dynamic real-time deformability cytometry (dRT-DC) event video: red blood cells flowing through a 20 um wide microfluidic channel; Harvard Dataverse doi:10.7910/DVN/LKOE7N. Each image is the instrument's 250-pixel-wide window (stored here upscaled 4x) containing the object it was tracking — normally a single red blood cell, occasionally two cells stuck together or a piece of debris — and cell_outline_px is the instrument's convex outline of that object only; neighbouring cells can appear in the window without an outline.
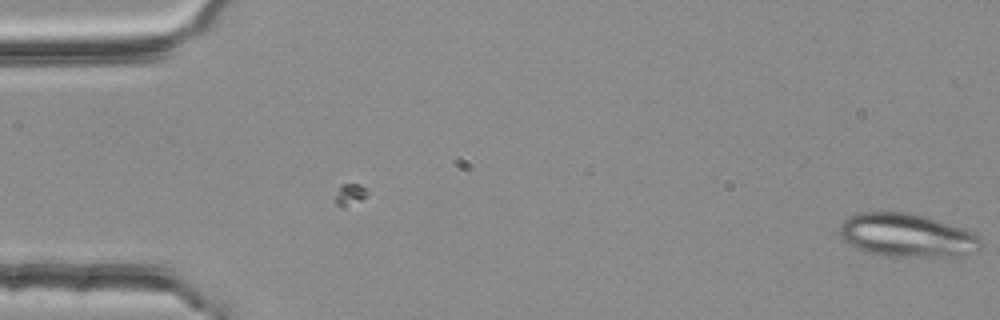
{"species": "common noctule bat (a hibernating species)", "species_latin": "Nyctalus noctula", "temperature_condition": "room temperature", "stored_images_in_passage": 19, "camera_frame_rate_fps": 3000, "um_per_image_px": 0.085, "animal": {"sex": "female", "body_mass_g": 25.1}, "frame": {"image": 1, "passage_image": 19, "time_ms": 6.0, "image_size_px": [1000, 320], "cell_outline_px": [[980, 240], [964, 252], [956, 256], [888, 256], [868, 252], [856, 248], [848, 244], [840, 236], [840, 224], [848, 216], [856, 212], [904, 212], [924, 216], [972, 232], [980, 236]], "centroid_in_image_um": [76.91, 19.97], "position_along_channel_um": 8.1, "area_um2": 34.62}}